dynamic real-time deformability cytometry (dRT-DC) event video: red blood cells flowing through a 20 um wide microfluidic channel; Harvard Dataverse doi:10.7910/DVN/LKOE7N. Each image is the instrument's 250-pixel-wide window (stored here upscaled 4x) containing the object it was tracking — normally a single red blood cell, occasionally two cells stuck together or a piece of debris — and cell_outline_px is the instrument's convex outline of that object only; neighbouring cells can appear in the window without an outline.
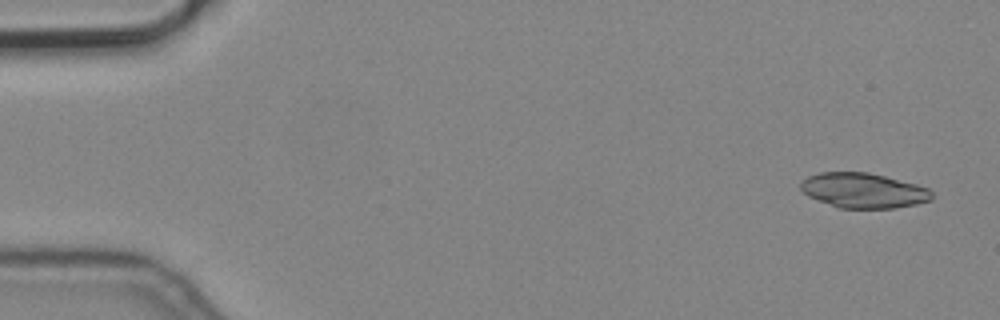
{"species": "common noctule bat (a hibernating species)", "species_latin": "Nyctalus noctula", "temperature_condition": "cold", "stored_images_in_passage": 4, "camera_frame_rate_fps": 3000, "um_per_image_px": 0.085, "animal": {"sex": "male", "body_mass_g": 19.2, "forearm_length_mm": 51.8}, "frame": {"image": 1, "passage_image": 1, "time_ms": 0.0, "image_size_px": [1000, 320], "cell_outline_px": [[932, 200], [916, 204], [892, 208], [840, 208], [808, 196], [800, 188], [800, 184], [808, 176], [820, 172], [868, 172], [916, 184], [928, 188], [932, 192]], "centroid_in_image_um": [73.4, 16.19], "position_along_channel_um": 11.6, "area_um2": 26.53}}